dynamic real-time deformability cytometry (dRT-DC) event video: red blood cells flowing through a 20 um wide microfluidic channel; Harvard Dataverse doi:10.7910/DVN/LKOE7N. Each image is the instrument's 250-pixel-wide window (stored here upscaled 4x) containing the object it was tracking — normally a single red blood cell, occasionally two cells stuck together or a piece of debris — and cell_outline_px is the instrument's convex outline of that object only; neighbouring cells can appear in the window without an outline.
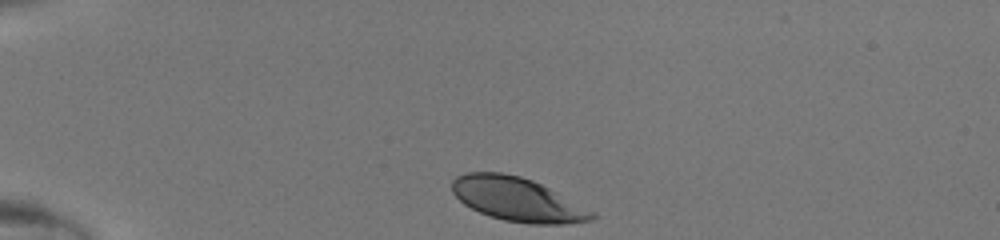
{"species": "human", "species_latin": "Homo sapiens", "temperature_condition": "room temperature", "stored_images_in_passage": 31, "camera_frame_rate_fps": 3000, "um_per_image_px": 0.085, "donor": {"sex": "male"}, "frame": {"image": 1, "passage_image": 1, "time_ms": 0.0, "image_size_px": [1000, 240], "cell_outline_px": [[596, 216], [592, 220], [564, 224], [528, 224], [504, 220], [480, 212], [464, 204], [452, 192], [452, 180], [456, 176], [468, 172], [500, 172], [520, 176], [532, 180], [596, 212]], "centroid_in_image_um": [43.98, 16.95], "position_along_channel_um": 41.0, "area_um2": 35.43}}
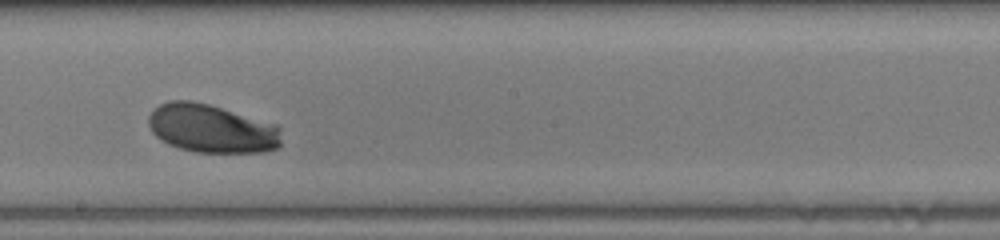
{"frame": {"image": 2, "passage_image": 18, "time_ms": 5.667, "image_size_px": [1000, 240], "cell_outline_px": [[280, 144], [276, 148], [264, 152], [196, 152], [180, 148], [168, 144], [160, 140], [152, 132], [148, 124], [148, 116], [160, 104], [168, 100], [192, 100], [208, 104], [276, 124], [280, 128]], "centroid_in_image_um": [17.96, 10.92], "position_along_channel_um": 230.2, "area_um2": 37.45}}
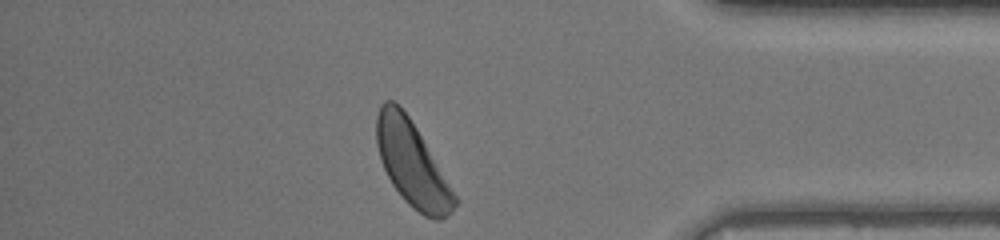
{"frame": {"image": 3, "passage_image": 31, "time_ms": 10.0, "image_size_px": [1000, 240], "cell_outline_px": [[460, 200], [452, 212], [440, 220], [432, 220], [424, 216], [412, 208], [400, 196], [392, 184], [380, 160], [376, 144], [376, 116], [380, 104], [384, 100], [392, 100], [408, 116], [416, 128]], "centroid_in_image_um": [35.03, 13.97], "position_along_channel_um": 400.2, "area_um2": 38.55}}